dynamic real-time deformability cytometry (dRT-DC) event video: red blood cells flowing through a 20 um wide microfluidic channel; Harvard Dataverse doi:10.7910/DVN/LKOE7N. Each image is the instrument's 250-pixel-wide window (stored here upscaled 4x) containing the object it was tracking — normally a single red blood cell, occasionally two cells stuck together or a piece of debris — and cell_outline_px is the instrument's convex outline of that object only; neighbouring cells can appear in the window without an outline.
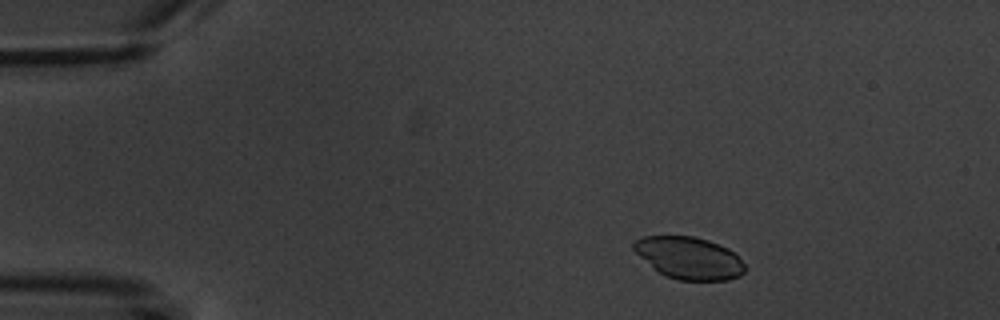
{"species": "common noctule bat (a hibernating species)", "species_latin": "Nyctalus noctula", "temperature_condition": "warm", "stored_images_in_passage": 3, "camera_frame_rate_fps": 3000, "um_per_image_px": 0.085, "animal": {"sex": "male", "body_mass_g": 20.1, "forearm_length_mm": 53.5}, "frame": {"image": 1, "passage_image": 1, "time_ms": 0.0, "image_size_px": [1000, 320], "cell_outline_px": [[744, 272], [740, 276], [728, 280], [676, 280], [660, 272], [640, 256], [632, 248], [632, 244], [636, 240], [644, 236], [696, 236], [708, 240], [728, 248], [744, 264]], "centroid_in_image_um": [58.58, 21.92], "position_along_channel_um": 26.4, "area_um2": 26.93}}